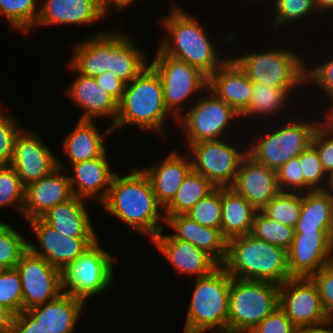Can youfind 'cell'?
<instances>
[{
    "instance_id": "obj_17",
    "label": "cell",
    "mask_w": 333,
    "mask_h": 333,
    "mask_svg": "<svg viewBox=\"0 0 333 333\" xmlns=\"http://www.w3.org/2000/svg\"><path fill=\"white\" fill-rule=\"evenodd\" d=\"M24 186L50 175L58 168V158L35 132L21 129L14 140L9 164Z\"/></svg>"
},
{
    "instance_id": "obj_49",
    "label": "cell",
    "mask_w": 333,
    "mask_h": 333,
    "mask_svg": "<svg viewBox=\"0 0 333 333\" xmlns=\"http://www.w3.org/2000/svg\"><path fill=\"white\" fill-rule=\"evenodd\" d=\"M311 144L318 151L323 169L329 176L333 173V135L317 127L313 134Z\"/></svg>"
},
{
    "instance_id": "obj_15",
    "label": "cell",
    "mask_w": 333,
    "mask_h": 333,
    "mask_svg": "<svg viewBox=\"0 0 333 333\" xmlns=\"http://www.w3.org/2000/svg\"><path fill=\"white\" fill-rule=\"evenodd\" d=\"M333 254V231H295L287 251L291 277H310L328 265Z\"/></svg>"
},
{
    "instance_id": "obj_16",
    "label": "cell",
    "mask_w": 333,
    "mask_h": 333,
    "mask_svg": "<svg viewBox=\"0 0 333 333\" xmlns=\"http://www.w3.org/2000/svg\"><path fill=\"white\" fill-rule=\"evenodd\" d=\"M29 223L32 231L36 234L41 249L30 241H28V249L59 270L72 263L98 240V237L67 236L55 230L41 218L31 219Z\"/></svg>"
},
{
    "instance_id": "obj_19",
    "label": "cell",
    "mask_w": 333,
    "mask_h": 333,
    "mask_svg": "<svg viewBox=\"0 0 333 333\" xmlns=\"http://www.w3.org/2000/svg\"><path fill=\"white\" fill-rule=\"evenodd\" d=\"M231 188L257 211L280 192L276 171L256 162L248 154L242 159Z\"/></svg>"
},
{
    "instance_id": "obj_28",
    "label": "cell",
    "mask_w": 333,
    "mask_h": 333,
    "mask_svg": "<svg viewBox=\"0 0 333 333\" xmlns=\"http://www.w3.org/2000/svg\"><path fill=\"white\" fill-rule=\"evenodd\" d=\"M83 200L74 195L49 209L40 218L55 230L70 237H98Z\"/></svg>"
},
{
    "instance_id": "obj_56",
    "label": "cell",
    "mask_w": 333,
    "mask_h": 333,
    "mask_svg": "<svg viewBox=\"0 0 333 333\" xmlns=\"http://www.w3.org/2000/svg\"><path fill=\"white\" fill-rule=\"evenodd\" d=\"M133 0H100V4L102 9L105 11V13H109V8H111L113 5L117 9V11H120L122 9H125L126 6L130 4ZM113 4V5H112Z\"/></svg>"
},
{
    "instance_id": "obj_8",
    "label": "cell",
    "mask_w": 333,
    "mask_h": 333,
    "mask_svg": "<svg viewBox=\"0 0 333 333\" xmlns=\"http://www.w3.org/2000/svg\"><path fill=\"white\" fill-rule=\"evenodd\" d=\"M233 59L252 82H263L265 85L281 89H296L300 84L303 86L302 84L306 83L307 66L300 55L296 56L292 50L253 52L238 55Z\"/></svg>"
},
{
    "instance_id": "obj_14",
    "label": "cell",
    "mask_w": 333,
    "mask_h": 333,
    "mask_svg": "<svg viewBox=\"0 0 333 333\" xmlns=\"http://www.w3.org/2000/svg\"><path fill=\"white\" fill-rule=\"evenodd\" d=\"M279 307L296 327L329 320L317 288L309 277H292L281 284Z\"/></svg>"
},
{
    "instance_id": "obj_6",
    "label": "cell",
    "mask_w": 333,
    "mask_h": 333,
    "mask_svg": "<svg viewBox=\"0 0 333 333\" xmlns=\"http://www.w3.org/2000/svg\"><path fill=\"white\" fill-rule=\"evenodd\" d=\"M227 333H249L279 306V285L231 278Z\"/></svg>"
},
{
    "instance_id": "obj_41",
    "label": "cell",
    "mask_w": 333,
    "mask_h": 333,
    "mask_svg": "<svg viewBox=\"0 0 333 333\" xmlns=\"http://www.w3.org/2000/svg\"><path fill=\"white\" fill-rule=\"evenodd\" d=\"M25 186L10 165H0V208L14 207L23 213Z\"/></svg>"
},
{
    "instance_id": "obj_55",
    "label": "cell",
    "mask_w": 333,
    "mask_h": 333,
    "mask_svg": "<svg viewBox=\"0 0 333 333\" xmlns=\"http://www.w3.org/2000/svg\"><path fill=\"white\" fill-rule=\"evenodd\" d=\"M332 100L331 103L333 102V98L329 99ZM326 110L325 114H323L322 118V123L319 121L318 127L323 130L324 132L333 135V103L332 106H330L329 111Z\"/></svg>"
},
{
    "instance_id": "obj_54",
    "label": "cell",
    "mask_w": 333,
    "mask_h": 333,
    "mask_svg": "<svg viewBox=\"0 0 333 333\" xmlns=\"http://www.w3.org/2000/svg\"><path fill=\"white\" fill-rule=\"evenodd\" d=\"M331 320H327L323 323L316 325L300 326L296 327L294 333H333L332 328H328L327 325L331 324ZM326 327V328H325Z\"/></svg>"
},
{
    "instance_id": "obj_35",
    "label": "cell",
    "mask_w": 333,
    "mask_h": 333,
    "mask_svg": "<svg viewBox=\"0 0 333 333\" xmlns=\"http://www.w3.org/2000/svg\"><path fill=\"white\" fill-rule=\"evenodd\" d=\"M294 89H281L265 85L262 83L253 82L252 98L249 107L240 115V118L253 115L270 116L283 108L290 98V93ZM289 96V97H288Z\"/></svg>"
},
{
    "instance_id": "obj_12",
    "label": "cell",
    "mask_w": 333,
    "mask_h": 333,
    "mask_svg": "<svg viewBox=\"0 0 333 333\" xmlns=\"http://www.w3.org/2000/svg\"><path fill=\"white\" fill-rule=\"evenodd\" d=\"M192 152V169L208 179L216 188L231 187L235 181L247 149L225 143L224 140H205L189 146Z\"/></svg>"
},
{
    "instance_id": "obj_13",
    "label": "cell",
    "mask_w": 333,
    "mask_h": 333,
    "mask_svg": "<svg viewBox=\"0 0 333 333\" xmlns=\"http://www.w3.org/2000/svg\"><path fill=\"white\" fill-rule=\"evenodd\" d=\"M22 284L23 310H29L62 293L61 270L27 249L15 267Z\"/></svg>"
},
{
    "instance_id": "obj_29",
    "label": "cell",
    "mask_w": 333,
    "mask_h": 333,
    "mask_svg": "<svg viewBox=\"0 0 333 333\" xmlns=\"http://www.w3.org/2000/svg\"><path fill=\"white\" fill-rule=\"evenodd\" d=\"M257 210L231 187L222 188L221 233L228 241L251 234Z\"/></svg>"
},
{
    "instance_id": "obj_60",
    "label": "cell",
    "mask_w": 333,
    "mask_h": 333,
    "mask_svg": "<svg viewBox=\"0 0 333 333\" xmlns=\"http://www.w3.org/2000/svg\"><path fill=\"white\" fill-rule=\"evenodd\" d=\"M184 333H201V332H196V331H193V330L184 329Z\"/></svg>"
},
{
    "instance_id": "obj_48",
    "label": "cell",
    "mask_w": 333,
    "mask_h": 333,
    "mask_svg": "<svg viewBox=\"0 0 333 333\" xmlns=\"http://www.w3.org/2000/svg\"><path fill=\"white\" fill-rule=\"evenodd\" d=\"M296 326L278 306L249 333H294Z\"/></svg>"
},
{
    "instance_id": "obj_34",
    "label": "cell",
    "mask_w": 333,
    "mask_h": 333,
    "mask_svg": "<svg viewBox=\"0 0 333 333\" xmlns=\"http://www.w3.org/2000/svg\"><path fill=\"white\" fill-rule=\"evenodd\" d=\"M216 187L193 169L185 177L172 201L164 208L165 216L186 214L197 202L208 196Z\"/></svg>"
},
{
    "instance_id": "obj_32",
    "label": "cell",
    "mask_w": 333,
    "mask_h": 333,
    "mask_svg": "<svg viewBox=\"0 0 333 333\" xmlns=\"http://www.w3.org/2000/svg\"><path fill=\"white\" fill-rule=\"evenodd\" d=\"M74 129L65 137L63 150L72 164L100 157L105 151V137L93 121L78 120Z\"/></svg>"
},
{
    "instance_id": "obj_24",
    "label": "cell",
    "mask_w": 333,
    "mask_h": 333,
    "mask_svg": "<svg viewBox=\"0 0 333 333\" xmlns=\"http://www.w3.org/2000/svg\"><path fill=\"white\" fill-rule=\"evenodd\" d=\"M106 153L105 151L100 157L72 164L74 175L68 176L76 197H95L99 202L105 200L116 173L112 172Z\"/></svg>"
},
{
    "instance_id": "obj_7",
    "label": "cell",
    "mask_w": 333,
    "mask_h": 333,
    "mask_svg": "<svg viewBox=\"0 0 333 333\" xmlns=\"http://www.w3.org/2000/svg\"><path fill=\"white\" fill-rule=\"evenodd\" d=\"M98 243L96 240L61 270L63 293L86 302L89 297L102 294L109 288L113 280L115 258Z\"/></svg>"
},
{
    "instance_id": "obj_5",
    "label": "cell",
    "mask_w": 333,
    "mask_h": 333,
    "mask_svg": "<svg viewBox=\"0 0 333 333\" xmlns=\"http://www.w3.org/2000/svg\"><path fill=\"white\" fill-rule=\"evenodd\" d=\"M231 278L222 265L196 278L184 329L227 333Z\"/></svg>"
},
{
    "instance_id": "obj_11",
    "label": "cell",
    "mask_w": 333,
    "mask_h": 333,
    "mask_svg": "<svg viewBox=\"0 0 333 333\" xmlns=\"http://www.w3.org/2000/svg\"><path fill=\"white\" fill-rule=\"evenodd\" d=\"M210 91L206 97H199L186 115H181L177 119L183 128L187 145L195 144L205 140H218L222 138L232 118H240L231 106L220 99L214 92Z\"/></svg>"
},
{
    "instance_id": "obj_23",
    "label": "cell",
    "mask_w": 333,
    "mask_h": 333,
    "mask_svg": "<svg viewBox=\"0 0 333 333\" xmlns=\"http://www.w3.org/2000/svg\"><path fill=\"white\" fill-rule=\"evenodd\" d=\"M105 16L100 0H46L35 25L92 24Z\"/></svg>"
},
{
    "instance_id": "obj_61",
    "label": "cell",
    "mask_w": 333,
    "mask_h": 333,
    "mask_svg": "<svg viewBox=\"0 0 333 333\" xmlns=\"http://www.w3.org/2000/svg\"><path fill=\"white\" fill-rule=\"evenodd\" d=\"M4 270H5V268H3V267L0 265V275L3 273Z\"/></svg>"
},
{
    "instance_id": "obj_46",
    "label": "cell",
    "mask_w": 333,
    "mask_h": 333,
    "mask_svg": "<svg viewBox=\"0 0 333 333\" xmlns=\"http://www.w3.org/2000/svg\"><path fill=\"white\" fill-rule=\"evenodd\" d=\"M13 116L0 111V165H9L13 155L14 140L22 128Z\"/></svg>"
},
{
    "instance_id": "obj_51",
    "label": "cell",
    "mask_w": 333,
    "mask_h": 333,
    "mask_svg": "<svg viewBox=\"0 0 333 333\" xmlns=\"http://www.w3.org/2000/svg\"><path fill=\"white\" fill-rule=\"evenodd\" d=\"M94 79L101 88L111 94L118 102L122 100L126 83L119 79L114 71L106 70Z\"/></svg>"
},
{
    "instance_id": "obj_45",
    "label": "cell",
    "mask_w": 333,
    "mask_h": 333,
    "mask_svg": "<svg viewBox=\"0 0 333 333\" xmlns=\"http://www.w3.org/2000/svg\"><path fill=\"white\" fill-rule=\"evenodd\" d=\"M277 182L282 192L304 193L303 171L299 163V156L290 159L277 171Z\"/></svg>"
},
{
    "instance_id": "obj_1",
    "label": "cell",
    "mask_w": 333,
    "mask_h": 333,
    "mask_svg": "<svg viewBox=\"0 0 333 333\" xmlns=\"http://www.w3.org/2000/svg\"><path fill=\"white\" fill-rule=\"evenodd\" d=\"M131 172L122 177L117 172L114 174L102 204L106 211L130 225L129 229L147 234L152 240L163 229L159 222L166 221L164 208L157 201L144 171L135 167Z\"/></svg>"
},
{
    "instance_id": "obj_43",
    "label": "cell",
    "mask_w": 333,
    "mask_h": 333,
    "mask_svg": "<svg viewBox=\"0 0 333 333\" xmlns=\"http://www.w3.org/2000/svg\"><path fill=\"white\" fill-rule=\"evenodd\" d=\"M0 304L15 315L23 311L22 284L16 268L5 269L0 275Z\"/></svg>"
},
{
    "instance_id": "obj_22",
    "label": "cell",
    "mask_w": 333,
    "mask_h": 333,
    "mask_svg": "<svg viewBox=\"0 0 333 333\" xmlns=\"http://www.w3.org/2000/svg\"><path fill=\"white\" fill-rule=\"evenodd\" d=\"M252 87L253 82L233 57L209 77L208 88L240 115L249 107Z\"/></svg>"
},
{
    "instance_id": "obj_4",
    "label": "cell",
    "mask_w": 333,
    "mask_h": 333,
    "mask_svg": "<svg viewBox=\"0 0 333 333\" xmlns=\"http://www.w3.org/2000/svg\"><path fill=\"white\" fill-rule=\"evenodd\" d=\"M168 113L171 114L164 103L161 79L148 65L136 78L126 84L112 131L126 125H137L144 132L151 129L160 134Z\"/></svg>"
},
{
    "instance_id": "obj_20",
    "label": "cell",
    "mask_w": 333,
    "mask_h": 333,
    "mask_svg": "<svg viewBox=\"0 0 333 333\" xmlns=\"http://www.w3.org/2000/svg\"><path fill=\"white\" fill-rule=\"evenodd\" d=\"M152 240L180 274L195 275L199 278L210 274L219 266L205 251L190 242L176 239L172 234L164 235L163 229Z\"/></svg>"
},
{
    "instance_id": "obj_10",
    "label": "cell",
    "mask_w": 333,
    "mask_h": 333,
    "mask_svg": "<svg viewBox=\"0 0 333 333\" xmlns=\"http://www.w3.org/2000/svg\"><path fill=\"white\" fill-rule=\"evenodd\" d=\"M149 65L161 79L165 106L176 120L183 114L179 111L180 105L199 90L208 89L209 77L205 73L187 62L164 54L159 48Z\"/></svg>"
},
{
    "instance_id": "obj_2",
    "label": "cell",
    "mask_w": 333,
    "mask_h": 333,
    "mask_svg": "<svg viewBox=\"0 0 333 333\" xmlns=\"http://www.w3.org/2000/svg\"><path fill=\"white\" fill-rule=\"evenodd\" d=\"M222 266L233 278L283 284L292 278L287 251L248 234L227 241V255Z\"/></svg>"
},
{
    "instance_id": "obj_21",
    "label": "cell",
    "mask_w": 333,
    "mask_h": 333,
    "mask_svg": "<svg viewBox=\"0 0 333 333\" xmlns=\"http://www.w3.org/2000/svg\"><path fill=\"white\" fill-rule=\"evenodd\" d=\"M66 92L71 100L84 110L79 120L93 121V118L112 117L113 122L105 134L113 133L112 127L118 116L119 102L101 88L93 77L78 73Z\"/></svg>"
},
{
    "instance_id": "obj_9",
    "label": "cell",
    "mask_w": 333,
    "mask_h": 333,
    "mask_svg": "<svg viewBox=\"0 0 333 333\" xmlns=\"http://www.w3.org/2000/svg\"><path fill=\"white\" fill-rule=\"evenodd\" d=\"M313 123V124H312ZM290 121L272 132L260 134L247 154L256 162L277 171L292 158L299 156L312 141L318 123ZM258 140V141H257ZM253 145V147H252Z\"/></svg>"
},
{
    "instance_id": "obj_30",
    "label": "cell",
    "mask_w": 333,
    "mask_h": 333,
    "mask_svg": "<svg viewBox=\"0 0 333 333\" xmlns=\"http://www.w3.org/2000/svg\"><path fill=\"white\" fill-rule=\"evenodd\" d=\"M69 68L82 75L97 77L109 70L110 33L102 32L75 45Z\"/></svg>"
},
{
    "instance_id": "obj_58",
    "label": "cell",
    "mask_w": 333,
    "mask_h": 333,
    "mask_svg": "<svg viewBox=\"0 0 333 333\" xmlns=\"http://www.w3.org/2000/svg\"><path fill=\"white\" fill-rule=\"evenodd\" d=\"M327 185H325L326 187V191L331 195V197L333 198V173H331L328 176V180H327ZM329 188V189H328Z\"/></svg>"
},
{
    "instance_id": "obj_57",
    "label": "cell",
    "mask_w": 333,
    "mask_h": 333,
    "mask_svg": "<svg viewBox=\"0 0 333 333\" xmlns=\"http://www.w3.org/2000/svg\"><path fill=\"white\" fill-rule=\"evenodd\" d=\"M316 11L322 10H333V0H314Z\"/></svg>"
},
{
    "instance_id": "obj_26",
    "label": "cell",
    "mask_w": 333,
    "mask_h": 333,
    "mask_svg": "<svg viewBox=\"0 0 333 333\" xmlns=\"http://www.w3.org/2000/svg\"><path fill=\"white\" fill-rule=\"evenodd\" d=\"M85 301L61 293L55 299L26 310L46 333H74Z\"/></svg>"
},
{
    "instance_id": "obj_3",
    "label": "cell",
    "mask_w": 333,
    "mask_h": 333,
    "mask_svg": "<svg viewBox=\"0 0 333 333\" xmlns=\"http://www.w3.org/2000/svg\"><path fill=\"white\" fill-rule=\"evenodd\" d=\"M168 17L160 19L168 35L159 45L166 55L187 62L210 77L227 59H221L206 30L177 5ZM220 58V59H219Z\"/></svg>"
},
{
    "instance_id": "obj_25",
    "label": "cell",
    "mask_w": 333,
    "mask_h": 333,
    "mask_svg": "<svg viewBox=\"0 0 333 333\" xmlns=\"http://www.w3.org/2000/svg\"><path fill=\"white\" fill-rule=\"evenodd\" d=\"M168 227L174 230L176 239L190 242L193 246L205 251L219 265H222L227 255V240L220 229L205 227L186 214L165 216Z\"/></svg>"
},
{
    "instance_id": "obj_36",
    "label": "cell",
    "mask_w": 333,
    "mask_h": 333,
    "mask_svg": "<svg viewBox=\"0 0 333 333\" xmlns=\"http://www.w3.org/2000/svg\"><path fill=\"white\" fill-rule=\"evenodd\" d=\"M301 204V192L280 191L261 211L272 220L295 228L300 217Z\"/></svg>"
},
{
    "instance_id": "obj_33",
    "label": "cell",
    "mask_w": 333,
    "mask_h": 333,
    "mask_svg": "<svg viewBox=\"0 0 333 333\" xmlns=\"http://www.w3.org/2000/svg\"><path fill=\"white\" fill-rule=\"evenodd\" d=\"M294 231H333V198L326 190L302 193L300 217Z\"/></svg>"
},
{
    "instance_id": "obj_31",
    "label": "cell",
    "mask_w": 333,
    "mask_h": 333,
    "mask_svg": "<svg viewBox=\"0 0 333 333\" xmlns=\"http://www.w3.org/2000/svg\"><path fill=\"white\" fill-rule=\"evenodd\" d=\"M144 55L126 33L110 32L109 70L114 71L117 77L126 84L149 65Z\"/></svg>"
},
{
    "instance_id": "obj_47",
    "label": "cell",
    "mask_w": 333,
    "mask_h": 333,
    "mask_svg": "<svg viewBox=\"0 0 333 333\" xmlns=\"http://www.w3.org/2000/svg\"><path fill=\"white\" fill-rule=\"evenodd\" d=\"M309 278L315 284L324 311L330 320L333 317V270L327 265Z\"/></svg>"
},
{
    "instance_id": "obj_40",
    "label": "cell",
    "mask_w": 333,
    "mask_h": 333,
    "mask_svg": "<svg viewBox=\"0 0 333 333\" xmlns=\"http://www.w3.org/2000/svg\"><path fill=\"white\" fill-rule=\"evenodd\" d=\"M222 188H216L197 202L187 213L197 223L210 228H221Z\"/></svg>"
},
{
    "instance_id": "obj_50",
    "label": "cell",
    "mask_w": 333,
    "mask_h": 333,
    "mask_svg": "<svg viewBox=\"0 0 333 333\" xmlns=\"http://www.w3.org/2000/svg\"><path fill=\"white\" fill-rule=\"evenodd\" d=\"M314 81L318 84L329 97L333 98V59L328 62H324L322 65H318L310 70L306 69V83Z\"/></svg>"
},
{
    "instance_id": "obj_27",
    "label": "cell",
    "mask_w": 333,
    "mask_h": 333,
    "mask_svg": "<svg viewBox=\"0 0 333 333\" xmlns=\"http://www.w3.org/2000/svg\"><path fill=\"white\" fill-rule=\"evenodd\" d=\"M175 150L161 164L142 169L148 176L159 204L165 208L173 199L185 177L192 170V160Z\"/></svg>"
},
{
    "instance_id": "obj_18",
    "label": "cell",
    "mask_w": 333,
    "mask_h": 333,
    "mask_svg": "<svg viewBox=\"0 0 333 333\" xmlns=\"http://www.w3.org/2000/svg\"><path fill=\"white\" fill-rule=\"evenodd\" d=\"M67 168L58 159V168L50 175L25 186V201L22 215L27 221L40 218L49 209L74 196L69 176H64L62 172L66 171Z\"/></svg>"
},
{
    "instance_id": "obj_38",
    "label": "cell",
    "mask_w": 333,
    "mask_h": 333,
    "mask_svg": "<svg viewBox=\"0 0 333 333\" xmlns=\"http://www.w3.org/2000/svg\"><path fill=\"white\" fill-rule=\"evenodd\" d=\"M37 0H0V14L15 30L28 32L36 24L39 8H36Z\"/></svg>"
},
{
    "instance_id": "obj_59",
    "label": "cell",
    "mask_w": 333,
    "mask_h": 333,
    "mask_svg": "<svg viewBox=\"0 0 333 333\" xmlns=\"http://www.w3.org/2000/svg\"><path fill=\"white\" fill-rule=\"evenodd\" d=\"M328 266L333 270V254H332V257L330 258V260L328 262Z\"/></svg>"
},
{
    "instance_id": "obj_37",
    "label": "cell",
    "mask_w": 333,
    "mask_h": 333,
    "mask_svg": "<svg viewBox=\"0 0 333 333\" xmlns=\"http://www.w3.org/2000/svg\"><path fill=\"white\" fill-rule=\"evenodd\" d=\"M294 228L272 220L262 211H257L253 218L251 235L288 251L294 238Z\"/></svg>"
},
{
    "instance_id": "obj_42",
    "label": "cell",
    "mask_w": 333,
    "mask_h": 333,
    "mask_svg": "<svg viewBox=\"0 0 333 333\" xmlns=\"http://www.w3.org/2000/svg\"><path fill=\"white\" fill-rule=\"evenodd\" d=\"M299 163L304 177V193L314 190H325L328 175L325 173L316 148L310 144L300 155ZM325 182V183H324Z\"/></svg>"
},
{
    "instance_id": "obj_52",
    "label": "cell",
    "mask_w": 333,
    "mask_h": 333,
    "mask_svg": "<svg viewBox=\"0 0 333 333\" xmlns=\"http://www.w3.org/2000/svg\"><path fill=\"white\" fill-rule=\"evenodd\" d=\"M9 333H46L35 319L27 312L21 311L14 316Z\"/></svg>"
},
{
    "instance_id": "obj_39",
    "label": "cell",
    "mask_w": 333,
    "mask_h": 333,
    "mask_svg": "<svg viewBox=\"0 0 333 333\" xmlns=\"http://www.w3.org/2000/svg\"><path fill=\"white\" fill-rule=\"evenodd\" d=\"M28 249V241L9 224L0 221V265L15 268L22 254Z\"/></svg>"
},
{
    "instance_id": "obj_44",
    "label": "cell",
    "mask_w": 333,
    "mask_h": 333,
    "mask_svg": "<svg viewBox=\"0 0 333 333\" xmlns=\"http://www.w3.org/2000/svg\"><path fill=\"white\" fill-rule=\"evenodd\" d=\"M275 4V17L274 26L279 28L283 24H287L289 21H300L301 17L309 15L310 12L316 10L314 0H274Z\"/></svg>"
},
{
    "instance_id": "obj_53",
    "label": "cell",
    "mask_w": 333,
    "mask_h": 333,
    "mask_svg": "<svg viewBox=\"0 0 333 333\" xmlns=\"http://www.w3.org/2000/svg\"><path fill=\"white\" fill-rule=\"evenodd\" d=\"M15 314L0 304V333H9Z\"/></svg>"
}]
</instances>
